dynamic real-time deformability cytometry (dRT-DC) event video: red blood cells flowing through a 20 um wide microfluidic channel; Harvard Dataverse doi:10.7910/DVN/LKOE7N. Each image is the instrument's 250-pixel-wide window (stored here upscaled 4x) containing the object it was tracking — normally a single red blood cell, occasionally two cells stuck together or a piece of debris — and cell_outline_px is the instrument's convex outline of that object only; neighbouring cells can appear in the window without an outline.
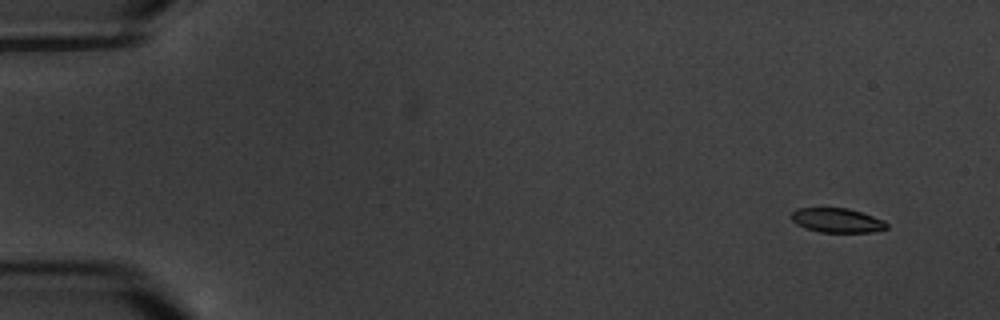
{"species": "common noctule bat (a hibernating species)", "species_latin": "Nyctalus noctula", "temperature_condition": "warm", "stored_images_in_passage": 6, "camera_frame_rate_fps": 3000, "um_per_image_px": 0.085, "animal": {"sex": "male", "body_mass_g": 20.1, "forearm_length_mm": 53.5}, "frame": {"image": 1, "passage_image": 2, "time_ms": 1.333, "image_size_px": [1000, 320], "cell_outline_px": [[888, 228], [872, 232], [820, 232], [804, 228], [796, 224], [792, 220], [792, 212], [800, 208], [848, 208], [884, 220], [888, 224]], "centroid_in_image_um": [71.16, 18.74], "position_along_channel_um": 13.8, "area_um2": 13.47}}
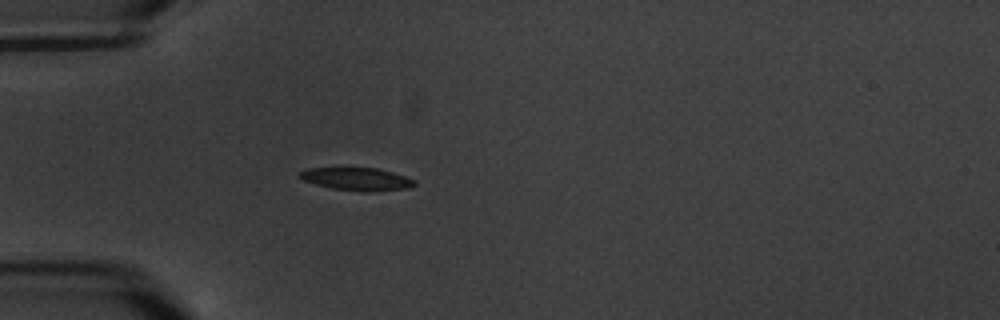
{"frame": {"image": 2, "passage_image": 6, "time_ms": 6.0, "image_size_px": [1000, 320], "cell_outline_px": [[416, 184], [408, 188], [332, 188], [316, 184], [304, 180], [300, 176], [300, 172], [308, 168], [376, 168], [392, 172], [416, 180]], "centroid_in_image_um": [30.29, 15.15], "position_along_channel_um": 54.7, "area_um2": 13.87}}